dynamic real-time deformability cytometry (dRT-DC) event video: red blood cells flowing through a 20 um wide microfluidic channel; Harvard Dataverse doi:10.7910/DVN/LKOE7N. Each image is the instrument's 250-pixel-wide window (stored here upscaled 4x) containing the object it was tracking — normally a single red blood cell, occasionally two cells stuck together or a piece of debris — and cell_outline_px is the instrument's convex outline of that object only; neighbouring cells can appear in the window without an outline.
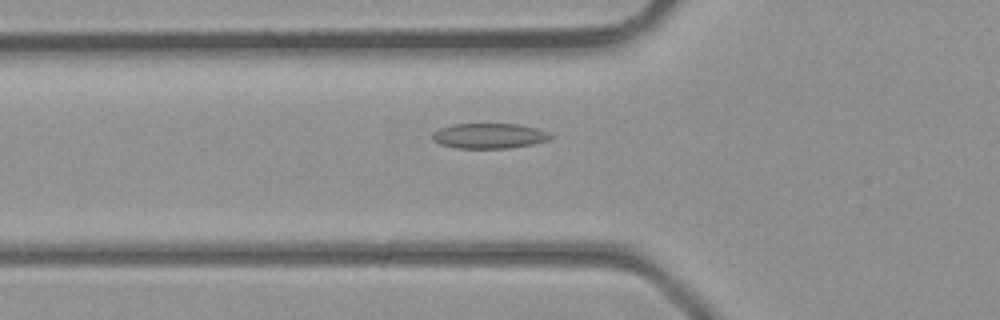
{"species": "common noctule bat (a hibernating species)", "species_latin": "Nyctalus noctula", "temperature_condition": "room temperature", "stored_images_in_passage": 27, "camera_frame_rate_fps": 3000, "um_per_image_px": 0.085, "animal": {"sex": "male", "body_mass_g": 23.1, "forearm_length_mm": 52.7}, "frame": {"image": 1, "passage_image": 6, "time_ms": 1.667, "image_size_px": [1000, 320], "cell_outline_px": [[552, 136], [548, 140], [532, 144], [508, 148], [456, 148], [440, 144], [432, 140], [432, 132], [440, 128], [452, 124], [520, 124], [536, 128], [548, 132]], "centroid_in_image_um": [41.55, 11.54], "position_along_channel_um": 84.3, "area_um2": 17.34}}
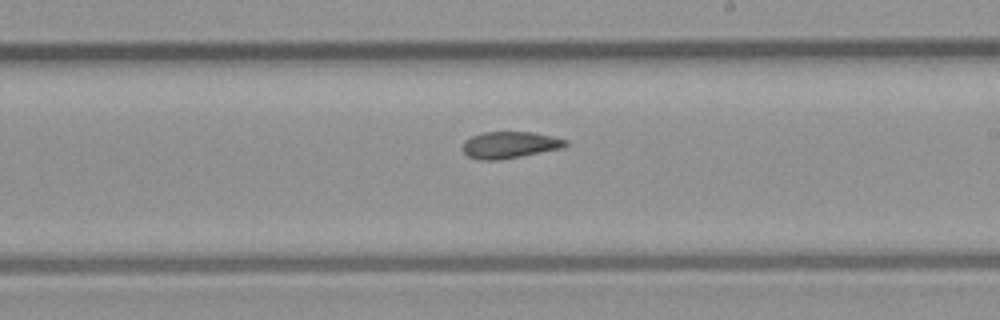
{"frame": {"image": 2, "passage_image": 15, "time_ms": 4.667, "image_size_px": [1000, 320], "cell_outline_px": [[568, 144], [564, 148], [500, 160], [480, 160], [468, 156], [464, 152], [464, 140], [472, 136], [484, 132], [532, 132], [552, 136], [568, 140]], "centroid_in_image_um": [43.36, 12.32], "position_along_channel_um": 245.6, "area_um2": 16.01}}
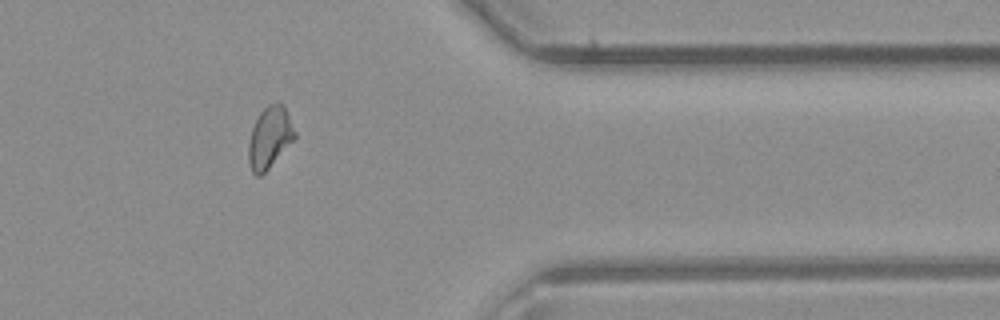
{"frame": {"image": 3, "passage_image": 24, "time_ms": 7.667, "image_size_px": [1000, 320], "cell_outline_px": [[296, 136], [268, 168], [260, 176], [256, 176], [252, 172], [248, 164], [248, 144], [252, 128], [260, 112], [268, 104], [284, 104], [296, 132]], "centroid_in_image_um": [22.9, 11.68], "position_along_channel_um": 388.5, "area_um2": 16.3}}